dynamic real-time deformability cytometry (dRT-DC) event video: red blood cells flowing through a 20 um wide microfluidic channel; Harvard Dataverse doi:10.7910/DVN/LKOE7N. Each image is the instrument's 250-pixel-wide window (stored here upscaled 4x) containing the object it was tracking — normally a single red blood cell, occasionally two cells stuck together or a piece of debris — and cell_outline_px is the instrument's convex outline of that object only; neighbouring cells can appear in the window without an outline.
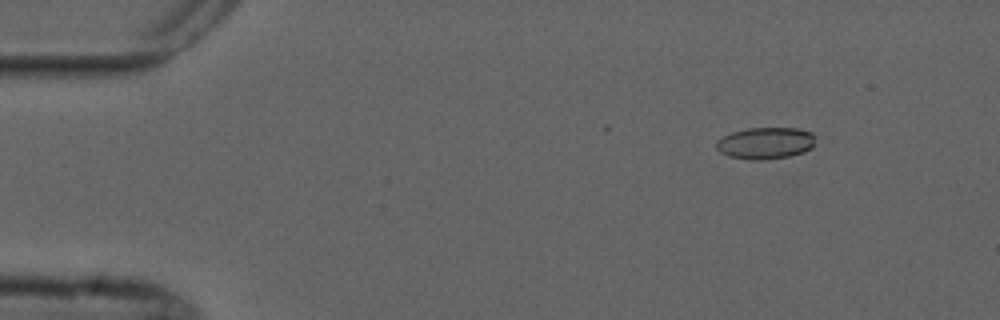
{"species": "common noctule bat (a hibernating species)", "species_latin": "Nyctalus noctula", "temperature_condition": "cold", "stored_images_in_passage": 5, "camera_frame_rate_fps": 3000, "um_per_image_px": 0.085, "animal": {"sex": "male", "forearm_length_mm": 52.5}, "frame": {"image": 1, "passage_image": 2, "time_ms": 2.0, "image_size_px": [1000, 320], "cell_outline_px": [[816, 144], [812, 148], [804, 152], [788, 156], [764, 160], [752, 160], [728, 156], [720, 152], [716, 148], [716, 140], [732, 132], [748, 128], [796, 128], [812, 132], [816, 136]], "centroid_in_image_um": [65.1, 12.16], "position_along_channel_um": 19.9, "area_um2": 18.55}}
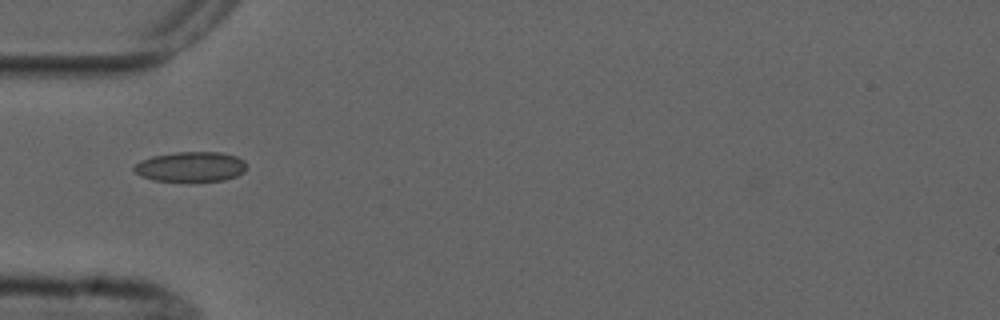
{"frame": {"image": 2, "passage_image": 5, "time_ms": 5.667, "image_size_px": [1000, 320], "cell_outline_px": [[248, 168], [244, 172], [236, 176], [224, 180], [188, 184], [152, 180], [140, 176], [132, 168], [140, 160], [152, 156], [176, 152], [220, 152], [236, 156], [244, 160], [248, 164]], "centroid_in_image_um": [16.23, 14.21], "position_along_channel_um": 68.8, "area_um2": 20.63}}